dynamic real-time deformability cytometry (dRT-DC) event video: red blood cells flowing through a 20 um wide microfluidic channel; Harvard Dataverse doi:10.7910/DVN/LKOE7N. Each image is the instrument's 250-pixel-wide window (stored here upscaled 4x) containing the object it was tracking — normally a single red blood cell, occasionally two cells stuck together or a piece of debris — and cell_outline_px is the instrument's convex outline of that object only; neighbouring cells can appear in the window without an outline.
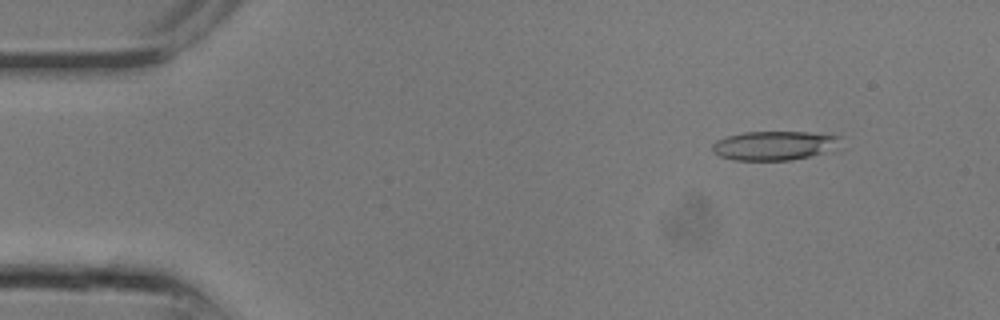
{"species": "common noctule bat (a hibernating species)", "species_latin": "Nyctalus noctula", "temperature_condition": "room temperature", "stored_images_in_passage": 11, "camera_frame_rate_fps": 3000, "um_per_image_px": 0.085, "animal": {"sex": "male", "body_mass_g": 13.3}, "frame": {"image": 1, "passage_image": 3, "time_ms": 0.667, "image_size_px": [1000, 320], "cell_outline_px": [[840, 136], [824, 152], [792, 160], [732, 160], [720, 156], [712, 152], [712, 144], [716, 140], [728, 136], [744, 132], [808, 132]], "centroid_in_image_um": [65.64, 12.37], "position_along_channel_um": 19.4, "area_um2": 21.1}}
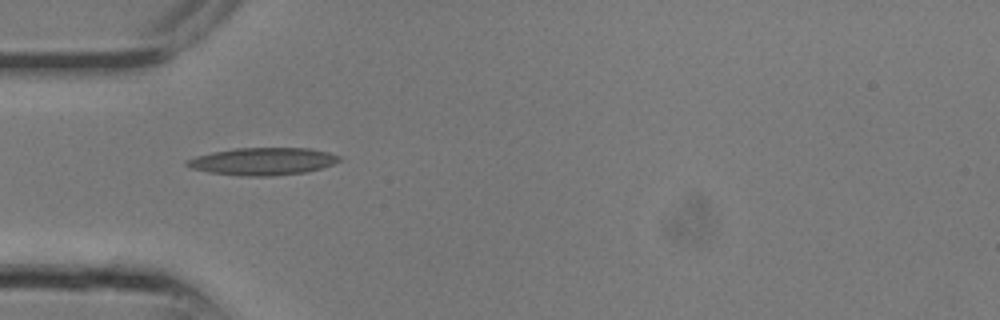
{"frame": {"image": 2, "passage_image": 8, "time_ms": 2.333, "image_size_px": [1000, 320], "cell_outline_px": [[340, 160], [332, 164], [320, 168], [304, 172], [272, 176], [244, 176], [208, 172], [192, 168], [184, 164], [184, 160], [196, 156], [212, 152], [236, 148], [308, 148], [328, 152], [340, 156]], "centroid_in_image_um": [22.29, 13.71], "position_along_channel_um": 62.7, "area_um2": 24.22}}
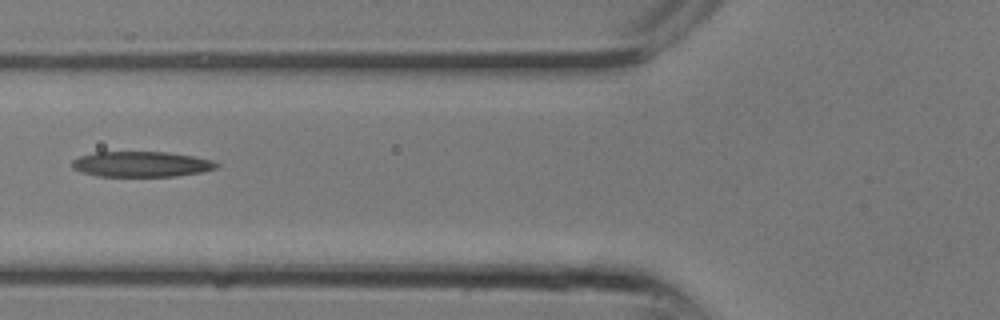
{"frame": {"image": 3, "passage_image": 10, "time_ms": 3.0, "image_size_px": [1000, 320], "cell_outline_px": [[220, 164], [216, 168], [200, 172], [176, 176], [100, 176], [80, 172], [72, 168], [72, 160], [80, 156], [96, 152], [168, 152], [192, 156], [212, 160]], "centroid_in_image_um": [12.0, 13.95], "position_along_channel_um": 113.8, "area_um2": 21.33}}